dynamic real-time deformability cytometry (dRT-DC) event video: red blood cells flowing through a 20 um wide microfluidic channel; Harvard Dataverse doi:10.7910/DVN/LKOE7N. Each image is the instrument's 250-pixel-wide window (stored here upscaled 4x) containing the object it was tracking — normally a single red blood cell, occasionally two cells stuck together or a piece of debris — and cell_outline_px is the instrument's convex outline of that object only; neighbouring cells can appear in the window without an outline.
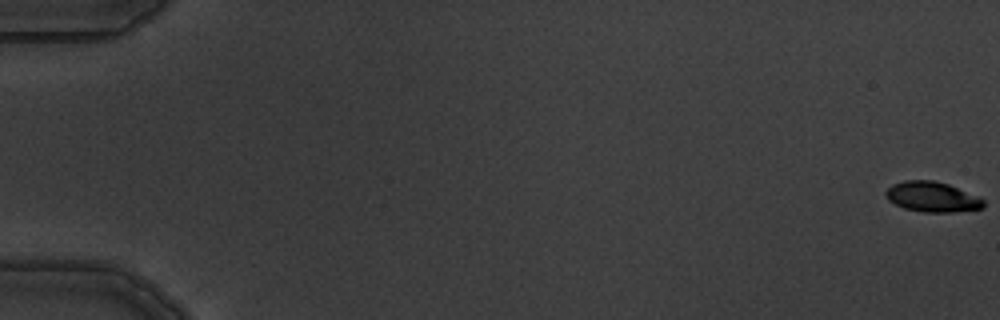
{"species": "common noctule bat (a hibernating species)", "species_latin": "Nyctalus noctula", "temperature_condition": "warm", "stored_images_in_passage": 6, "camera_frame_rate_fps": 3000, "um_per_image_px": 0.085, "animal": {"sex": "male", "body_mass_g": 19.5, "forearm_length_mm": 54.6}, "frame": {"image": 1, "passage_image": 1, "time_ms": 0.0, "image_size_px": [1000, 320], "cell_outline_px": [[984, 208], [952, 212], [924, 212], [904, 208], [888, 200], [884, 192], [892, 184], [904, 180], [932, 180], [948, 184], [980, 196], [984, 200]], "centroid_in_image_um": [79.25, 16.73], "position_along_channel_um": 5.7, "area_um2": 17.28}}
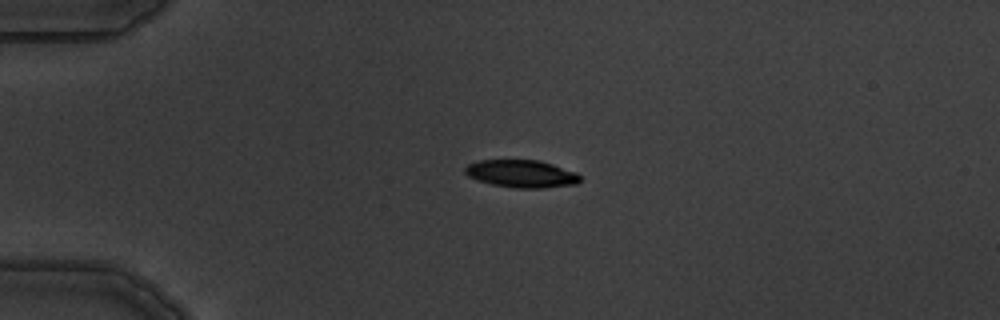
{"frame": {"image": 2, "passage_image": 5, "time_ms": 4.667, "image_size_px": [1000, 320], "cell_outline_px": [[580, 180], [576, 184], [544, 188], [516, 188], [492, 184], [468, 176], [464, 172], [464, 168], [468, 164], [476, 160], [540, 160], [576, 172], [580, 176]], "centroid_in_image_um": [44.32, 14.76], "position_along_channel_um": 40.7, "area_um2": 18.44}}